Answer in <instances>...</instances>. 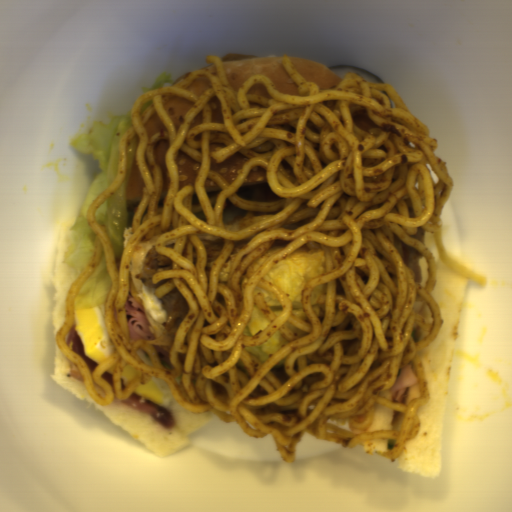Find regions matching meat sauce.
I'll list each match as a JSON object with an SVG mask.
<instances>
[{"instance_id": "obj_1", "label": "meat sauce", "mask_w": 512, "mask_h": 512, "mask_svg": "<svg viewBox=\"0 0 512 512\" xmlns=\"http://www.w3.org/2000/svg\"><path fill=\"white\" fill-rule=\"evenodd\" d=\"M394 245L404 262L414 273L416 284L420 285L423 281L422 254L417 249L404 244L397 233L394 237Z\"/></svg>"}, {"instance_id": "obj_2", "label": "meat sauce", "mask_w": 512, "mask_h": 512, "mask_svg": "<svg viewBox=\"0 0 512 512\" xmlns=\"http://www.w3.org/2000/svg\"><path fill=\"white\" fill-rule=\"evenodd\" d=\"M425 234H426V228L418 227L417 233L409 235V236L417 238L418 240H420L421 242H423L425 244Z\"/></svg>"}]
</instances>
